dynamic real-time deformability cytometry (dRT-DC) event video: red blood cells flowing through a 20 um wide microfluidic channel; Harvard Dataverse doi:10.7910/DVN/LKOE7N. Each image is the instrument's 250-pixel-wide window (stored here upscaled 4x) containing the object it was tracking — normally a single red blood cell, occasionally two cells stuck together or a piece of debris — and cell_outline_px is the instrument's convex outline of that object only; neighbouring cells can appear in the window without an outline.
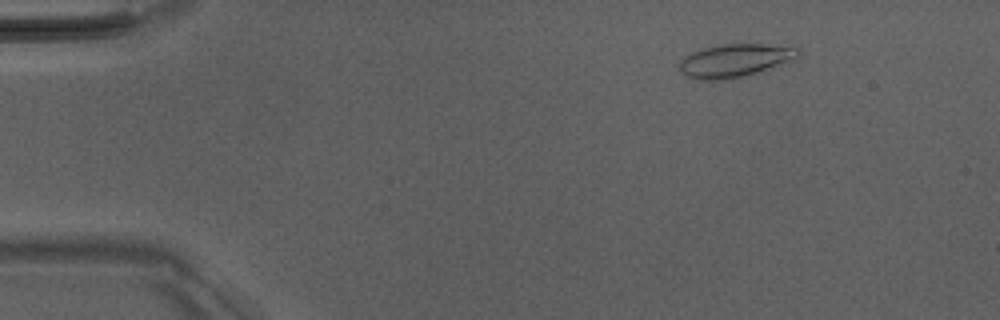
{"species": "Egyptian fruit bat (a non-hibernating species)", "species_latin": "Rousettus aegyptiacus", "temperature_condition": "room temperature", "stored_images_in_passage": 5, "camera_frame_rate_fps": 3000, "um_per_image_px": 0.085, "animal": {"sex": "male"}, "frame": {"image": 1, "passage_image": 2, "time_ms": 1.333, "image_size_px": [1000, 320], "cell_outline_px": [[800, 56], [796, 60], [760, 72], [732, 80], [700, 80], [684, 76], [680, 72], [680, 60], [684, 56], [700, 48], [716, 44], [760, 44], [800, 48]], "centroid_in_image_um": [62.46, 5.16], "position_along_channel_um": 22.5, "area_um2": 23.58}}